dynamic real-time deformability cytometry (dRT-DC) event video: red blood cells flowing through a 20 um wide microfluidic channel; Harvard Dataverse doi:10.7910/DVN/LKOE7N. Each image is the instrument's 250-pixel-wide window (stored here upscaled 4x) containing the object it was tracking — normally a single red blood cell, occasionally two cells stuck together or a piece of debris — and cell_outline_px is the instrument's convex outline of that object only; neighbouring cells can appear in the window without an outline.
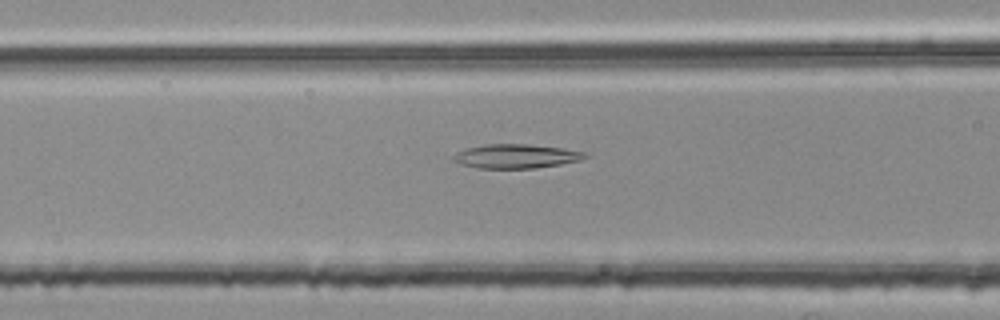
{"species": "common noctule bat (a hibernating species)", "species_latin": "Nyctalus noctula", "temperature_condition": "room temperature", "stored_images_in_passage": 54, "camera_frame_rate_fps": 3000, "um_per_image_px": 0.085, "animal": {"sex": "female", "body_mass_g": 25.1}, "frame": {"image": 1, "passage_image": 22, "time_ms": 7.0, "image_size_px": [1000, 320], "cell_outline_px": [[588, 156], [580, 160], [560, 164], [536, 168], [480, 168], [464, 164], [452, 160], [452, 156], [468, 148], [484, 144], [528, 144], [564, 148], [584, 152]], "centroid_in_image_um": [43.9, 13.27], "position_along_channel_um": 122.7, "area_um2": 18.21}}
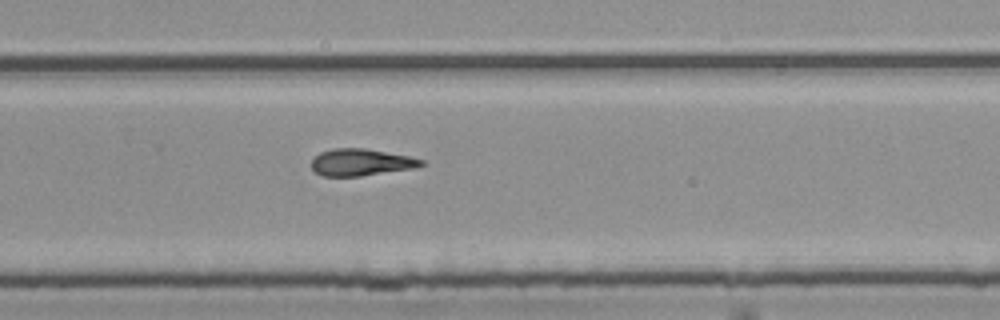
{"frame": {"image": 2, "passage_image": 36, "time_ms": 11.667, "image_size_px": [1000, 320], "cell_outline_px": [[428, 164], [412, 168], [360, 176], [324, 176], [316, 172], [312, 168], [312, 160], [320, 152], [332, 148], [364, 148], [408, 156], [424, 160]], "centroid_in_image_um": [30.69, 13.79], "position_along_channel_um": 299.1, "area_um2": 17.05}}
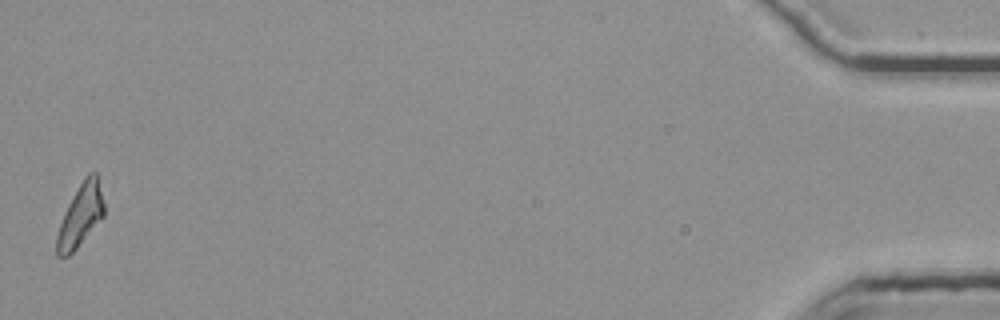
{"frame": {"image": 3, "passage_image": 54, "time_ms": 17.667, "image_size_px": [1000, 320], "cell_outline_px": [[104, 216], [76, 248], [68, 256], [56, 256], [56, 236], [60, 224], [68, 204], [84, 176], [88, 172], [96, 172], [104, 204]], "centroid_in_image_um": [6.84, 18.3], "position_along_channel_um": 428.4, "area_um2": 16.88}}